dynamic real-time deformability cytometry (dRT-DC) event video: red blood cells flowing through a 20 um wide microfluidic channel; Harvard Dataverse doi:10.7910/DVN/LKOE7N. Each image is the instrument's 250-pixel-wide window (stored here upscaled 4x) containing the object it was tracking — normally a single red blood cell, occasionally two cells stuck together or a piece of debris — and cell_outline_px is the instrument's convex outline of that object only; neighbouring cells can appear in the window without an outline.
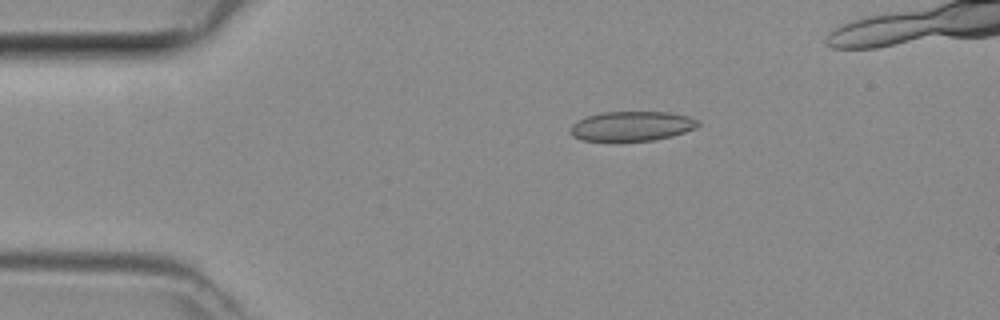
{"species": "common noctule bat (a hibernating species)", "species_latin": "Nyctalus noctula", "temperature_condition": "room temperature", "stored_images_in_passage": 43, "camera_frame_rate_fps": 3000, "um_per_image_px": 0.085, "animal": {"sex": "female", "body_mass_g": 29.2, "forearm_length_mm": 56.3}, "frame": {"image": 1, "passage_image": 9, "time_ms": 2.667, "image_size_px": [1000, 320], "cell_outline_px": [[700, 124], [696, 128], [672, 136], [656, 140], [580, 140], [572, 136], [572, 124], [576, 120], [588, 116], [604, 112], [668, 112], [688, 116], [696, 120]], "centroid_in_image_um": [53.71, 10.71], "position_along_channel_um": 31.3, "area_um2": 21.79}}
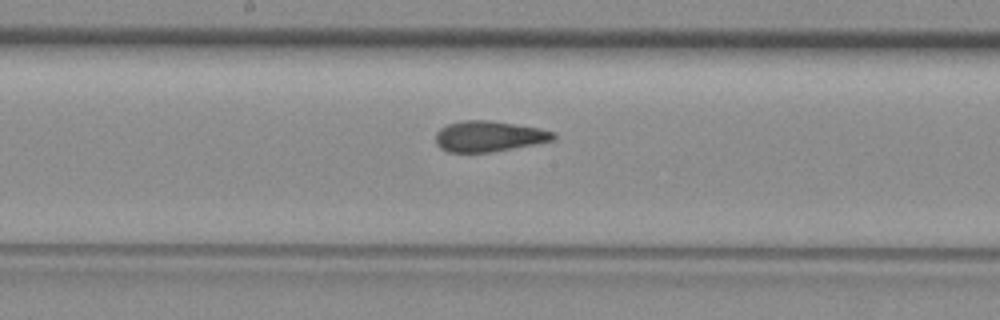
{"frame": {"image": 2, "passage_image": 24, "time_ms": 7.667, "image_size_px": [1000, 320], "cell_outline_px": [[556, 140], [536, 144], [492, 152], [448, 152], [440, 148], [436, 144], [436, 132], [440, 128], [448, 124], [464, 120], [488, 120], [516, 124], [540, 128], [556, 132]], "centroid_in_image_um": [41.58, 11.59], "position_along_channel_um": 206.6, "area_um2": 21.27}}
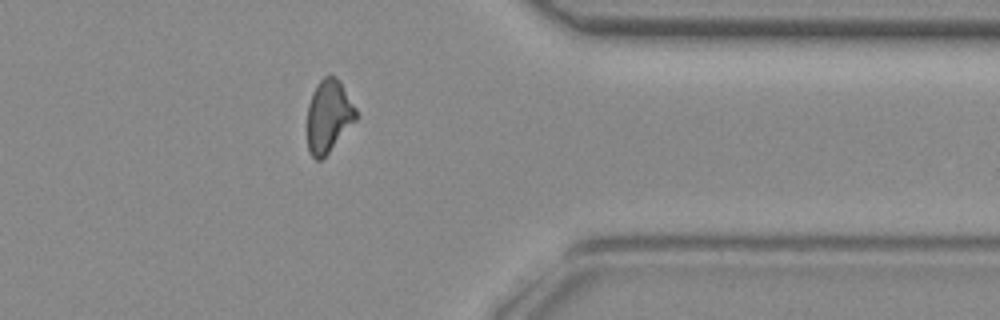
{"frame": {"image": 3, "passage_image": 37, "time_ms": 12.0, "image_size_px": [1000, 320], "cell_outline_px": [[360, 116], [328, 152], [320, 160], [316, 160], [308, 152], [308, 104], [312, 92], [320, 80], [324, 76], [336, 76], [340, 80], [356, 108]], "centroid_in_image_um": [27.95, 9.84], "position_along_channel_um": 383.4, "area_um2": 20.63}}